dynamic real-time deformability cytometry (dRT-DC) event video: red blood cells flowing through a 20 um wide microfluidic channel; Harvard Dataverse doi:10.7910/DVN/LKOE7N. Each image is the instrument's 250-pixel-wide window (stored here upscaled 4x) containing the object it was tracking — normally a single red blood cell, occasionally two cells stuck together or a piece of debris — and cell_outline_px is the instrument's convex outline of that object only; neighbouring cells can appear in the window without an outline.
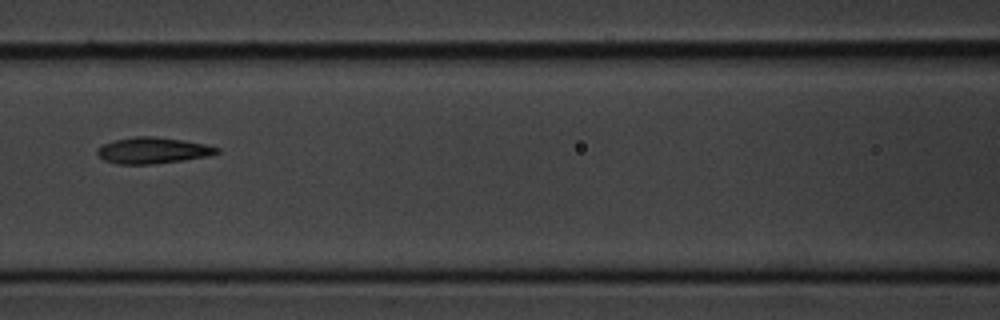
{"species": "common noctule bat (a hibernating species)", "species_latin": "Nyctalus noctula", "temperature_condition": "cold", "stored_images_in_passage": 10, "camera_frame_rate_fps": 3000, "um_per_image_px": 0.085, "animal": {"sex": "male", "body_mass_g": 20.1, "forearm_length_mm": 53.5}, "frame": {"image": 1, "passage_image": 4, "time_ms": 3.667, "image_size_px": [1000, 320], "cell_outline_px": [[220, 152], [208, 156], [184, 160], [152, 164], [116, 164], [104, 160], [96, 152], [96, 148], [112, 140], [136, 136], [156, 136], [184, 140], [204, 144], [220, 148]], "centroid_in_image_um": [12.97, 12.78], "position_along_channel_um": 153.6, "area_um2": 18.38}}
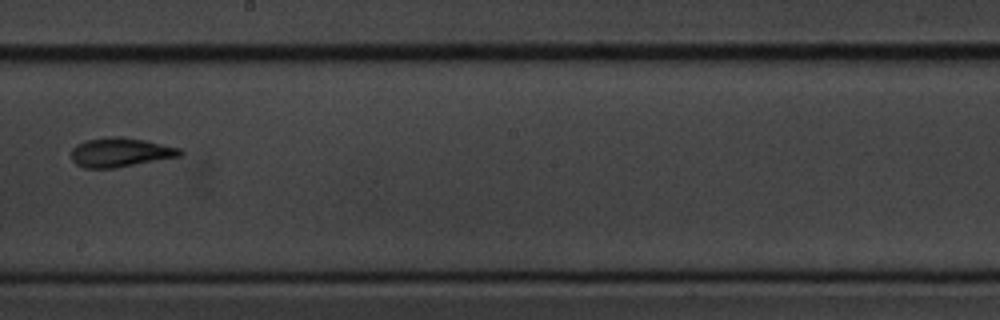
{"frame": {"image": 2, "passage_image": 6, "time_ms": 6.0, "image_size_px": [1000, 320], "cell_outline_px": [[184, 152], [180, 156], [116, 168], [84, 168], [76, 164], [72, 160], [72, 148], [76, 144], [88, 140], [108, 136], [120, 136], [144, 140], [180, 148]], "centroid_in_image_um": [10.22, 12.95], "position_along_channel_um": 238.0, "area_um2": 18.5}}
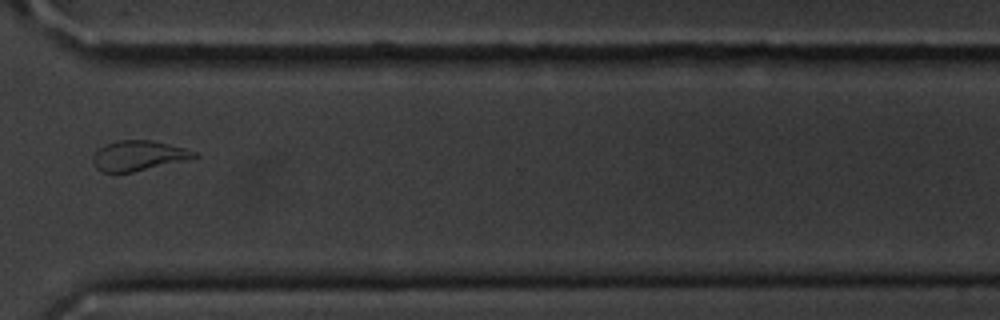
{"frame": {"image": 3, "passage_image": 9, "time_ms": 9.333, "image_size_px": [1000, 320], "cell_outline_px": [[200, 156], [184, 160], [132, 172], [100, 172], [96, 168], [92, 160], [92, 156], [104, 144], [116, 140], [152, 140], [200, 152]], "centroid_in_image_um": [11.75, 13.22], "position_along_channel_um": 358.8, "area_um2": 17.69}}